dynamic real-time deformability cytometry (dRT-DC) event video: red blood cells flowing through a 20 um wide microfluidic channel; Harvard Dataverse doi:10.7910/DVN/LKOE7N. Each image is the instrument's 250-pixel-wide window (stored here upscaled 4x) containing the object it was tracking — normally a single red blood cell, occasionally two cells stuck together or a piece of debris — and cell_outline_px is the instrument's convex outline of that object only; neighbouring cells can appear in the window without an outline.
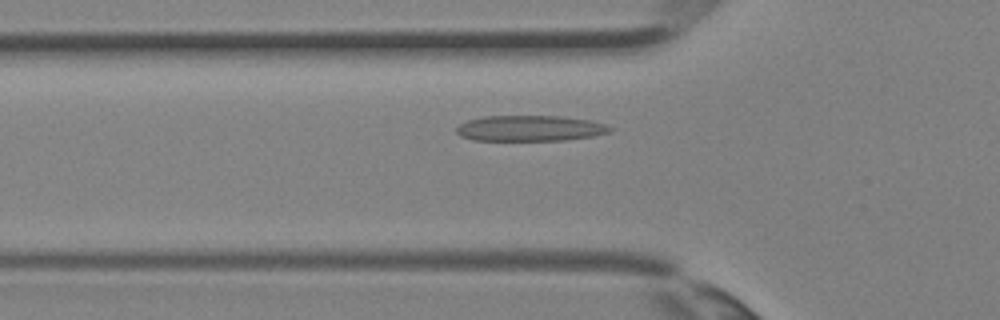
{"species": "Egyptian fruit bat (a non-hibernating species)", "species_latin": "Rousettus aegyptiacus", "temperature_condition": "room temperature", "stored_images_in_passage": 4, "camera_frame_rate_fps": 3000, "um_per_image_px": 0.085, "animal": {"sex": "female"}, "frame": {"image": 1, "passage_image": 4, "time_ms": 1.0, "image_size_px": [1000, 320], "cell_outline_px": [[612, 128], [608, 132], [592, 136], [564, 140], [472, 140], [460, 136], [456, 132], [456, 128], [460, 124], [468, 120], [484, 116], [560, 116], [588, 120], [604, 124]], "centroid_in_image_um": [44.99, 10.9], "position_along_channel_um": 80.8, "area_um2": 22.77}}